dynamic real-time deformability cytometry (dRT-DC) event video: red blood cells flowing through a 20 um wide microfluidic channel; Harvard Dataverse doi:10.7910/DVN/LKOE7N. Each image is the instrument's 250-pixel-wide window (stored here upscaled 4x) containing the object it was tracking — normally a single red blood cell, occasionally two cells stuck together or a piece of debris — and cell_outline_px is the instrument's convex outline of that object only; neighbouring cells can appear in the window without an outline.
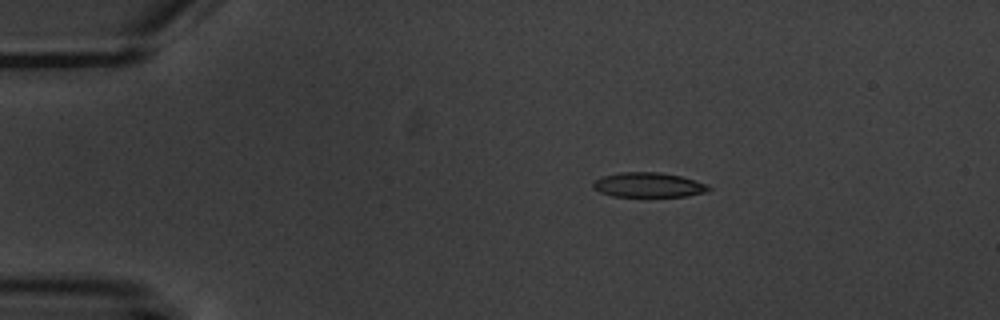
{"species": "common noctule bat (a hibernating species)", "species_latin": "Nyctalus noctula", "temperature_condition": "warm", "stored_images_in_passage": 4, "camera_frame_rate_fps": 3000, "um_per_image_px": 0.085, "animal": {"sex": "male", "body_mass_g": 20.1, "forearm_length_mm": 53.5}, "frame": {"image": 1, "passage_image": 3, "time_ms": 2.667, "image_size_px": [1000, 320], "cell_outline_px": [[712, 188], [708, 192], [688, 196], [612, 196], [600, 192], [592, 188], [592, 184], [596, 180], [604, 176], [620, 172], [660, 172], [680, 176], [708, 184]], "centroid_in_image_um": [55.15, 15.72], "position_along_channel_um": 29.9, "area_um2": 16.65}}